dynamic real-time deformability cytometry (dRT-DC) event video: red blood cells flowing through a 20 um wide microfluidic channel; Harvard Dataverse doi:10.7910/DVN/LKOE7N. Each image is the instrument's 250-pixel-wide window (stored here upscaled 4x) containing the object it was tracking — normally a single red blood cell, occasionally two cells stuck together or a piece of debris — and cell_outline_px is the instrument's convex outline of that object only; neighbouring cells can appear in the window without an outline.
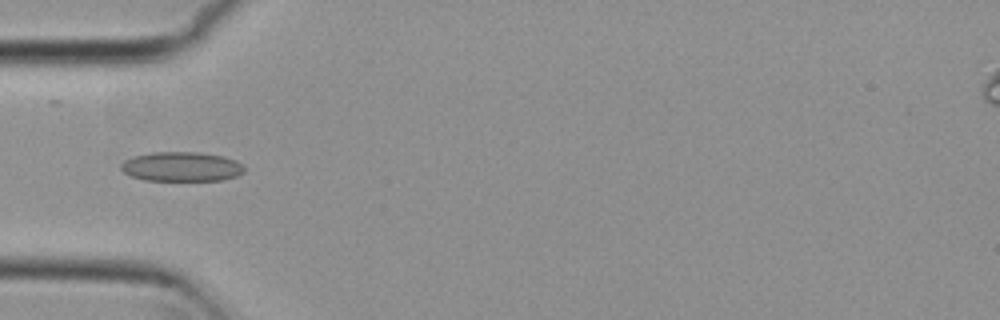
{"species": "common noctule bat (a hibernating species)", "species_latin": "Nyctalus noctula", "temperature_condition": "cold", "stored_images_in_passage": 6, "camera_frame_rate_fps": 3000, "um_per_image_px": 0.085, "animal": {"sex": "female", "body_mass_g": 29.2, "forearm_length_mm": 56.3}, "frame": {"image": 1, "passage_image": 4, "time_ms": 1.0, "image_size_px": [1000, 320], "cell_outline_px": [[244, 172], [236, 176], [224, 180], [144, 180], [132, 176], [124, 172], [120, 168], [120, 164], [124, 160], [132, 156], [152, 152], [200, 152], [224, 156], [236, 160], [244, 164]], "centroid_in_image_um": [15.44, 14.15], "position_along_channel_um": 69.6, "area_um2": 21.39}}
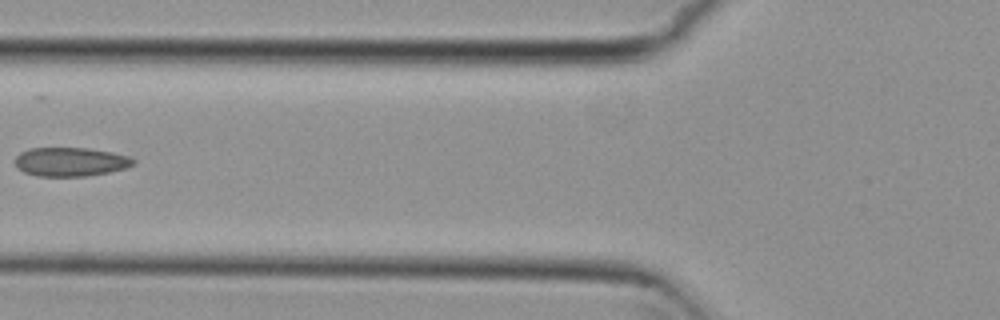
{"frame": {"image": 2, "passage_image": 5, "time_ms": 1.333, "image_size_px": [1000, 320], "cell_outline_px": [[136, 164], [124, 168], [108, 172], [84, 176], [36, 176], [24, 172], [16, 168], [12, 160], [20, 152], [28, 148], [88, 148], [112, 152], [128, 156], [136, 160]], "centroid_in_image_um": [5.94, 13.75], "position_along_channel_um": 119.9, "area_um2": 20.11}}
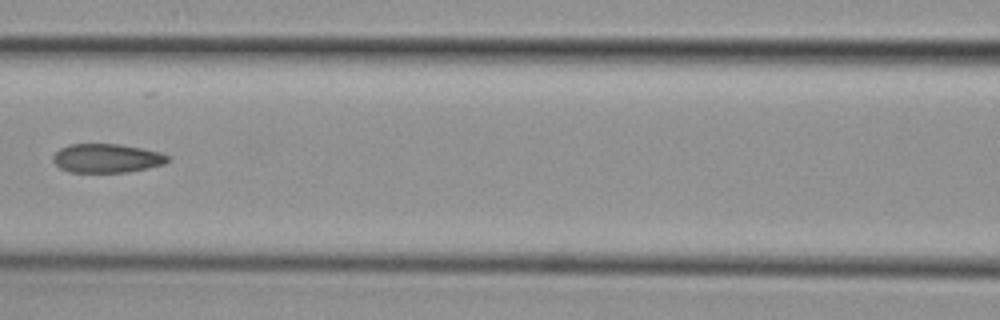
{"frame": {"image": 3, "passage_image": 6, "time_ms": 1.667, "image_size_px": [1000, 320], "cell_outline_px": [[172, 160], [164, 164], [148, 168], [128, 172], [68, 172], [60, 168], [52, 160], [52, 156], [60, 148], [68, 144], [120, 144], [160, 152], [172, 156]], "centroid_in_image_um": [9.1, 13.45], "position_along_channel_um": 157.5, "area_um2": 19.54}}